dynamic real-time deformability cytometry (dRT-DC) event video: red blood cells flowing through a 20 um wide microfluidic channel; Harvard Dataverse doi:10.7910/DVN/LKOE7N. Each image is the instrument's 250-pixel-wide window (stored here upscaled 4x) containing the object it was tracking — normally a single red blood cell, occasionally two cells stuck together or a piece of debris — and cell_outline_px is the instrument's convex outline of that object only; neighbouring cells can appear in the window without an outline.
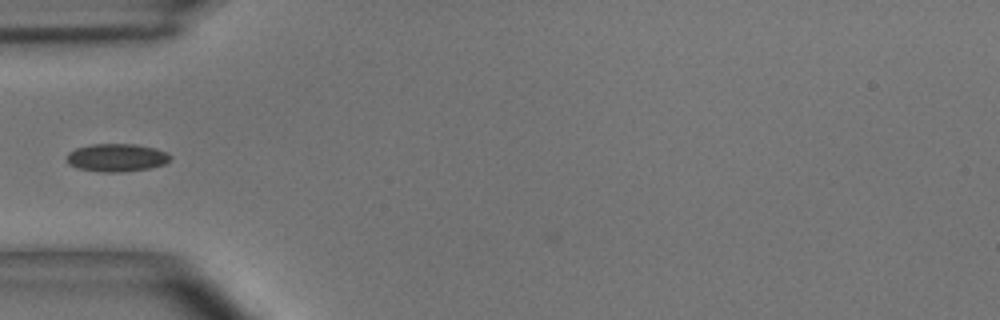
{"species": "common noctule bat (a hibernating species)", "species_latin": "Nyctalus noctula", "temperature_condition": "room temperature", "stored_images_in_passage": 5, "camera_frame_rate_fps": 3000, "um_per_image_px": 0.085, "animal": {"sex": "male", "body_mass_g": 15.6}, "frame": {"image": 1, "passage_image": 2, "time_ms": 0.333, "image_size_px": [1000, 320], "cell_outline_px": [[172, 160], [164, 164], [148, 168], [120, 172], [100, 172], [76, 168], [68, 164], [68, 152], [76, 148], [92, 144], [136, 144], [156, 148], [168, 152], [172, 156]], "centroid_in_image_um": [9.94, 13.39], "position_along_channel_um": 75.1, "area_um2": 16.99}}
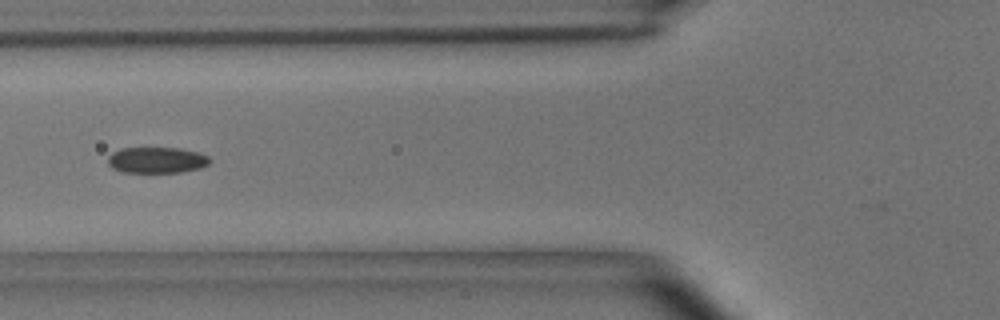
{"frame": {"image": 2, "passage_image": 3, "time_ms": 0.667, "image_size_px": [1000, 320], "cell_outline_px": [[212, 160], [208, 164], [200, 168], [180, 172], [124, 172], [112, 168], [108, 164], [108, 156], [112, 152], [120, 148], [180, 148], [196, 152], [208, 156]], "centroid_in_image_um": [13.31, 13.6], "position_along_channel_um": 112.5, "area_um2": 15.43}}